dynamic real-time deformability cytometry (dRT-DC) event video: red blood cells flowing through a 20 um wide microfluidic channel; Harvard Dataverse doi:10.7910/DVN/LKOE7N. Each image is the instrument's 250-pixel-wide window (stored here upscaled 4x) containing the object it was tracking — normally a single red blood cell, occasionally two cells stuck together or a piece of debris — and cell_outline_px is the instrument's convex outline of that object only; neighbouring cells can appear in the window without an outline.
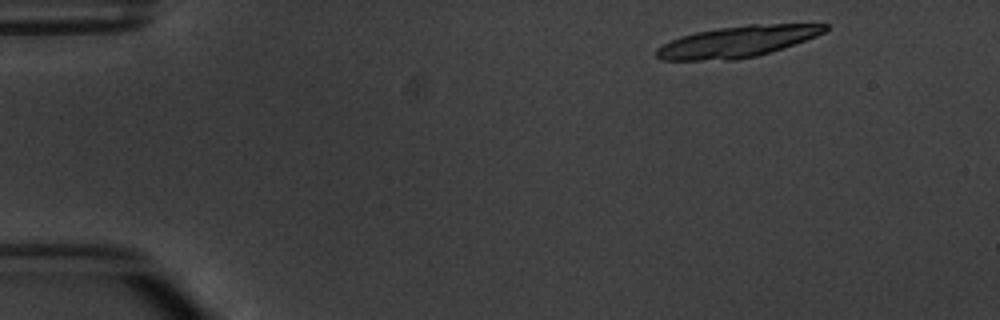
{"species": "common noctule bat (a hibernating species)", "species_latin": "Nyctalus noctula", "temperature_condition": "warm", "stored_images_in_passage": 4, "camera_frame_rate_fps": 3000, "um_per_image_px": 0.085, "animal": {"sex": "male", "body_mass_g": 20.1, "forearm_length_mm": 53.5}, "frame": {"image": 1, "passage_image": 1, "time_ms": 0.0, "image_size_px": [1000, 320], "cell_outline_px": [[828, 28], [824, 32], [816, 36], [756, 56], [732, 60], [660, 60], [656, 56], [656, 48], [680, 36], [696, 32], [720, 28], [748, 24], [828, 24]], "centroid_in_image_um": [62.63, 3.54], "position_along_channel_um": 22.4, "area_um2": 30.17}}
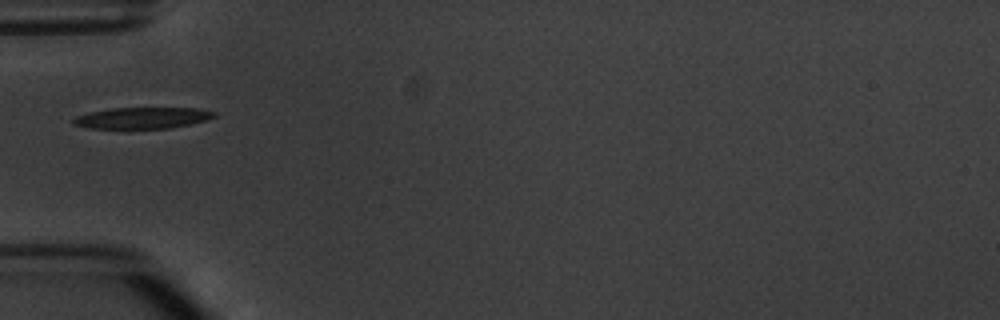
{"frame": {"image": 2, "passage_image": 4, "time_ms": 4.0, "image_size_px": [1000, 320], "cell_outline_px": [[216, 116], [208, 120], [172, 128], [88, 128], [72, 124], [72, 120], [76, 116], [92, 112], [112, 108], [196, 108], [216, 112]], "centroid_in_image_um": [12.14, 10.02], "position_along_channel_um": 72.9, "area_um2": 17.4}}